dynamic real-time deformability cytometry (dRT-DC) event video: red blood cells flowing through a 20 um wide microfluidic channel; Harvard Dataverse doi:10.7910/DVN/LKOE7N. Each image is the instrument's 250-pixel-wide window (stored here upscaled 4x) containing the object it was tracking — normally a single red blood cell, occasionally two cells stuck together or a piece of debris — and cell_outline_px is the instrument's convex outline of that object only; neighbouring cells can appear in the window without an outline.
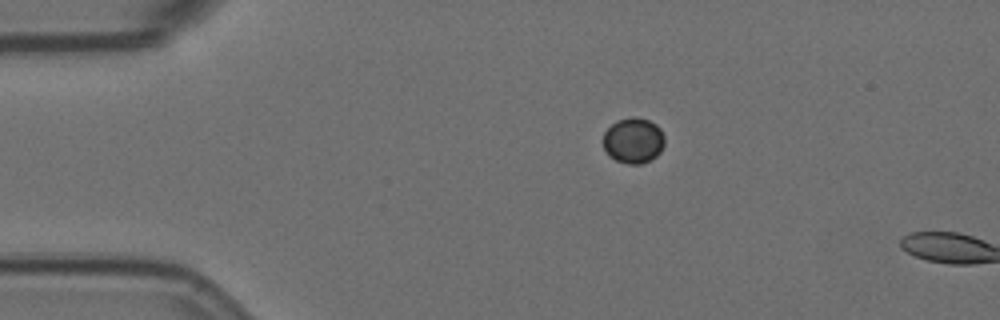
{"species": "Egyptian fruit bat (a non-hibernating species)", "species_latin": "Rousettus aegyptiacus", "temperature_condition": "room temperature", "stored_images_in_passage": 2, "camera_frame_rate_fps": 3000, "um_per_image_px": 0.085, "animal": {"sex": "female"}, "frame": {"image": 1, "passage_image": 1, "time_ms": 0.0, "image_size_px": [1000, 320], "cell_outline_px": [[664, 144], [660, 152], [656, 156], [640, 164], [628, 164], [616, 160], [608, 156], [604, 148], [604, 132], [616, 120], [632, 116], [636, 116], [648, 120], [656, 124], [660, 128], [664, 136]], "centroid_in_image_um": [53.83, 11.93], "position_along_channel_um": 31.2, "area_um2": 16.36}}